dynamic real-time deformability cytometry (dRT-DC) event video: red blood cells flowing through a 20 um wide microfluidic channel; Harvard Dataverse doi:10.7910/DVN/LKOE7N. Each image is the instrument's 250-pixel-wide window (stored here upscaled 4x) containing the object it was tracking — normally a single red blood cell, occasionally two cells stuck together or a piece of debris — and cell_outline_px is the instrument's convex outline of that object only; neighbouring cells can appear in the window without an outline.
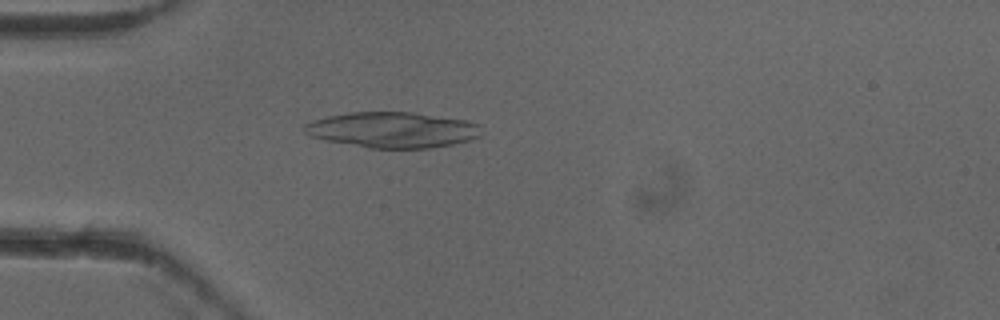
{"species": "common noctule bat (a hibernating species)", "species_latin": "Nyctalus noctula", "temperature_condition": "cold", "stored_images_in_passage": 52, "camera_frame_rate_fps": 3000, "um_per_image_px": 0.085, "animal": {"sex": "female"}, "frame": {"image": 1, "passage_image": 15, "time_ms": 4.667, "image_size_px": [1000, 320], "cell_outline_px": [[480, 136], [468, 140], [452, 144], [432, 148], [368, 148], [308, 136], [300, 128], [304, 124], [312, 120], [328, 116], [348, 112], [412, 112], [468, 120], [480, 124]], "centroid_in_image_um": [33.34, 11.03], "position_along_channel_um": 51.7, "area_um2": 36.99}}
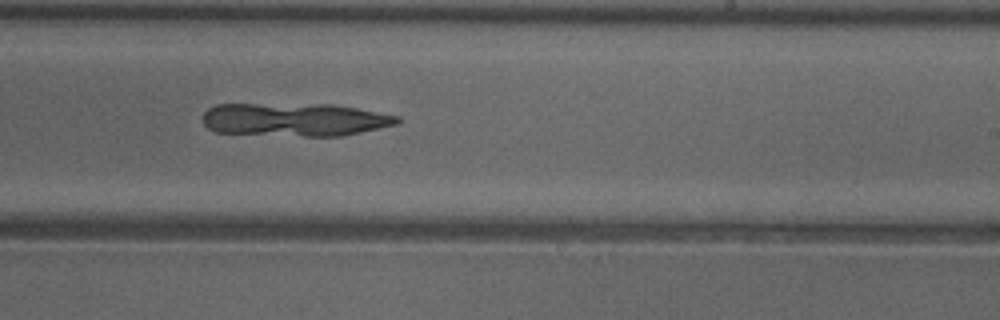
{"frame": {"image": 2, "passage_image": 32, "time_ms": 10.333, "image_size_px": [1000, 320], "cell_outline_px": [[400, 120], [396, 124], [344, 136], [304, 136], [216, 132], [208, 128], [204, 124], [204, 112], [208, 108], [216, 104], [332, 104], [356, 108], [400, 116]], "centroid_in_image_um": [25.06, 10.16], "position_along_channel_um": 263.9, "area_um2": 37.57}}
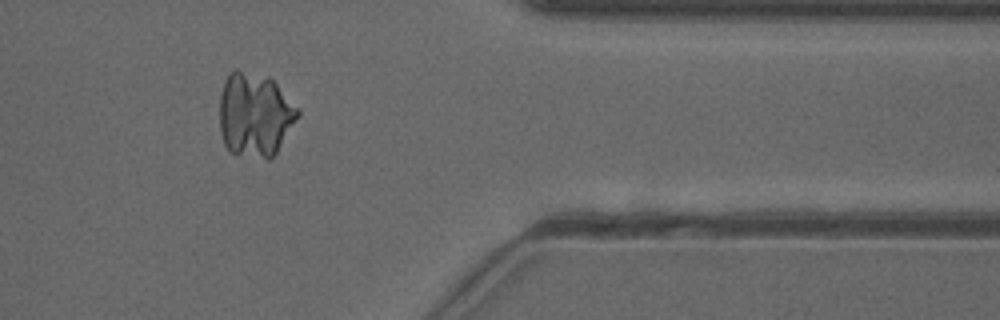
{"frame": {"image": 3, "passage_image": 43, "time_ms": 14.0, "image_size_px": [1000, 320], "cell_outline_px": [[300, 116], [276, 152], [268, 160], [228, 152], [224, 144], [220, 132], [220, 96], [224, 80], [228, 72], [236, 68], [268, 76], [300, 108]], "centroid_in_image_um": [21.66, 9.73], "position_along_channel_um": 389.7, "area_um2": 38.9}}